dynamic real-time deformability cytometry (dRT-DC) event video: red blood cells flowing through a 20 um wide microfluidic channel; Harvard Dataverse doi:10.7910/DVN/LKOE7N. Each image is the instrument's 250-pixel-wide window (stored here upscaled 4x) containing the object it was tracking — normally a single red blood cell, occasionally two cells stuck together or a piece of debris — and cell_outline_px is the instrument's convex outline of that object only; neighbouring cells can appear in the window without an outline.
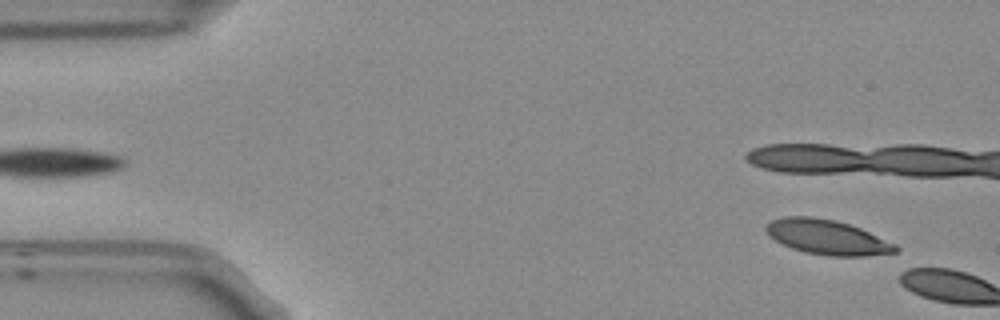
{"species": "Egyptian fruit bat (a non-hibernating species)", "species_latin": "Rousettus aegyptiacus", "temperature_condition": "room temperature", "stored_images_in_passage": 5, "camera_frame_rate_fps": 3000, "um_per_image_px": 0.085, "frame": {"image": 1, "passage_image": 3, "time_ms": 0.667, "image_size_px": [1000, 320], "cell_outline_px": [[900, 248], [896, 252], [864, 256], [832, 256], [804, 252], [792, 248], [768, 236], [764, 228], [764, 224], [772, 220], [784, 216], [808, 216], [836, 220], [860, 228], [896, 244]], "centroid_in_image_um": [70.29, 20.15], "position_along_channel_um": 14.7, "area_um2": 26.24}}